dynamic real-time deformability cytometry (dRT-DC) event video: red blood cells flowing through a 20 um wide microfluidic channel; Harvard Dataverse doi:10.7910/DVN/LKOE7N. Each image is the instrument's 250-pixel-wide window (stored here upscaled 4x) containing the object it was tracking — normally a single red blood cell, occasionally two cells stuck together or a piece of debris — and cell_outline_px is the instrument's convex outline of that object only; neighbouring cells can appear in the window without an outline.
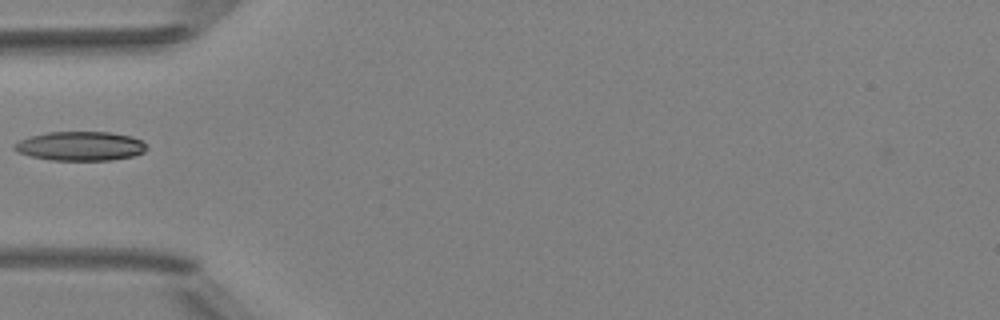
{"species": "Egyptian fruit bat (a non-hibernating species)", "species_latin": "Rousettus aegyptiacus", "temperature_condition": "room temperature", "stored_images_in_passage": 1, "camera_frame_rate_fps": 3000, "um_per_image_px": 0.085, "animal": {"sex": "female"}, "frame": {"image": 1, "passage_image": 1, "time_ms": 0.0, "image_size_px": [1000, 320], "cell_outline_px": [[148, 148], [144, 152], [132, 156], [112, 160], [52, 160], [32, 156], [20, 152], [12, 148], [12, 144], [20, 140], [32, 136], [48, 132], [112, 132], [132, 136], [140, 140]], "centroid_in_image_um": [6.85, 12.41], "position_along_channel_um": 78.2, "area_um2": 22.37}}